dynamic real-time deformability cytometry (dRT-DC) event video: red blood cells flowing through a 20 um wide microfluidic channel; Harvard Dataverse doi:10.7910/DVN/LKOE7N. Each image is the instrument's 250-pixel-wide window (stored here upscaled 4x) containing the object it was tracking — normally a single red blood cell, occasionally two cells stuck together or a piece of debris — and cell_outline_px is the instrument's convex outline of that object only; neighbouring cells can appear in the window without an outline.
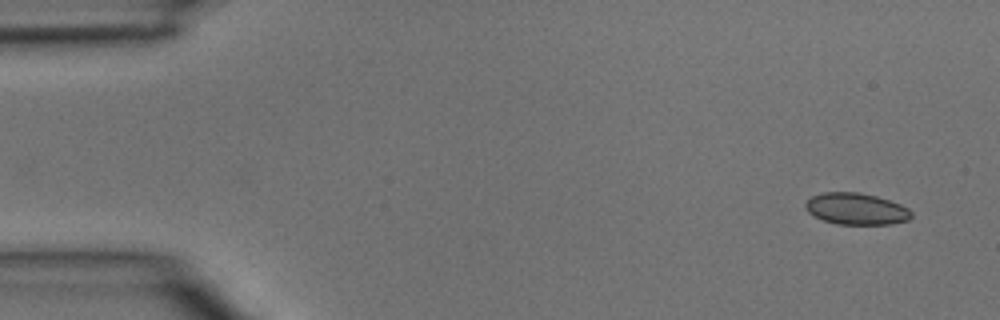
{"species": "common noctule bat (a hibernating species)", "species_latin": "Nyctalus noctula", "temperature_condition": "room temperature", "stored_images_in_passage": 4, "camera_frame_rate_fps": 3000, "um_per_image_px": 0.085, "animal": {"sex": "male", "body_mass_g": 15.6}, "frame": {"image": 1, "passage_image": 1, "time_ms": 0.0, "image_size_px": [1000, 320], "cell_outline_px": [[912, 216], [908, 220], [892, 224], [836, 224], [812, 216], [804, 208], [804, 204], [812, 196], [824, 192], [860, 192], [876, 196], [900, 204], [908, 208], [912, 212]], "centroid_in_image_um": [72.76, 17.75], "position_along_channel_um": 12.2, "area_um2": 19.59}}